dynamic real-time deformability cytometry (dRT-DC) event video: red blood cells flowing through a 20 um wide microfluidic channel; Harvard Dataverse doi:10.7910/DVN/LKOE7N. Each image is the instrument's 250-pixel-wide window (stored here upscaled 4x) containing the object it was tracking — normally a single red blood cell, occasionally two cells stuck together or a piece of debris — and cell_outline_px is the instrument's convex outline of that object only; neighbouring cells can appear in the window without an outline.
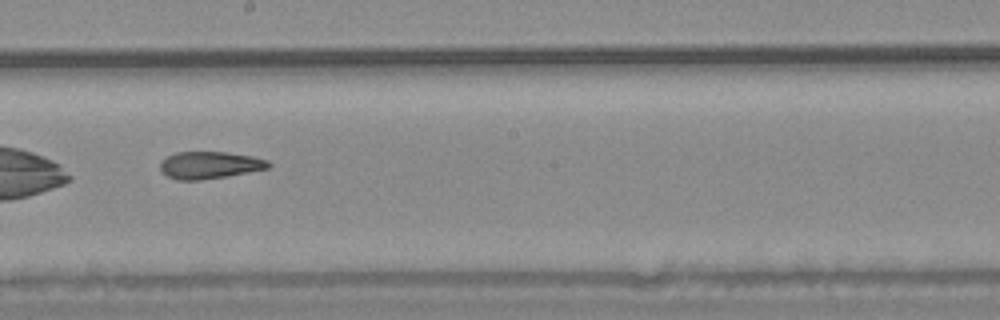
{"species": "common noctule bat (a hibernating species)", "species_latin": "Nyctalus noctula", "temperature_condition": "warm", "stored_images_in_passage": 53, "camera_frame_rate_fps": 3000, "um_per_image_px": 0.085, "animal": {"sex": "male", "body_mass_g": 20.4}, "frame": {"image": 1, "passage_image": 31, "time_ms": 10.0, "image_size_px": [1000, 320], "cell_outline_px": [[272, 164], [268, 168], [248, 172], [200, 180], [176, 180], [168, 176], [160, 168], [160, 160], [176, 152], [228, 152], [252, 156], [268, 160]], "centroid_in_image_um": [17.82, 14.02], "position_along_channel_um": 230.4, "area_um2": 17.05}, "authors_computed_cell_mechanics": {"area_um2": 18.4382, "velocity_mm_per_s": 3.7162, "shape_relaxation_time_tau1_ms": null, "shape_relaxation_time_tau2_ms": 4.8321, "deformation_change_tau1": null, "deformation_change_tau2": 0.1425}}